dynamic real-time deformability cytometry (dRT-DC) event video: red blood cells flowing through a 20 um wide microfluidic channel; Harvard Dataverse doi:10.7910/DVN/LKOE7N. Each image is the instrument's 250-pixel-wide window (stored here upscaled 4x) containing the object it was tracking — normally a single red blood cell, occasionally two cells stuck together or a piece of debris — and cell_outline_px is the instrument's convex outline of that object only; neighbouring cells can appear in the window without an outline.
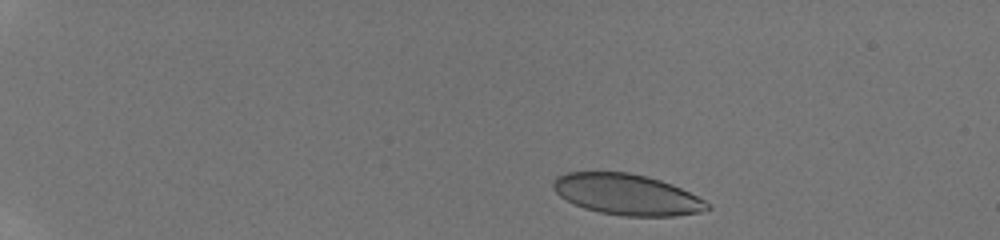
{"species": "human", "species_latin": "Homo sapiens", "temperature_condition": "room temperature", "stored_images_in_passage": 9, "camera_frame_rate_fps": 3000, "um_per_image_px": 0.085, "donor": {"sex": "male"}, "frame": {"image": 1, "passage_image": 2, "time_ms": 0.667, "image_size_px": [1000, 240], "cell_outline_px": [[712, 208], [700, 212], [676, 216], [624, 216], [600, 212], [584, 208], [560, 196], [552, 188], [552, 184], [556, 176], [568, 172], [628, 172], [648, 176], [672, 184], [712, 204]], "centroid_in_image_um": [53.3, 16.53], "position_along_channel_um": 31.7, "area_um2": 36.7}}
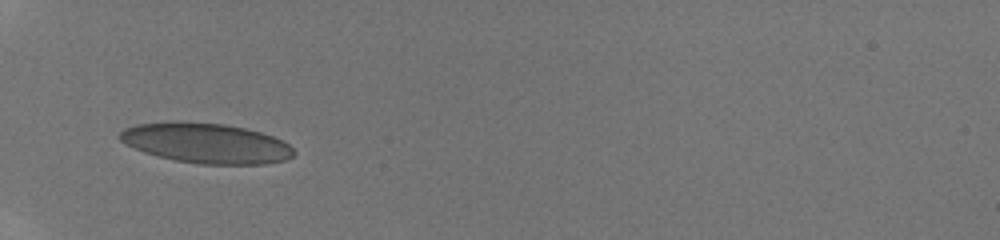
{"frame": {"image": 2, "passage_image": 7, "time_ms": 4.0, "image_size_px": [1000, 240], "cell_outline_px": [[296, 152], [292, 156], [284, 160], [264, 164], [200, 164], [176, 160], [144, 152], [120, 140], [116, 136], [124, 128], [136, 124], [180, 120], [224, 124], [244, 128], [260, 132], [272, 136], [288, 144]], "centroid_in_image_um": [17.5, 12.15], "position_along_channel_um": 67.5, "area_um2": 40.58}}
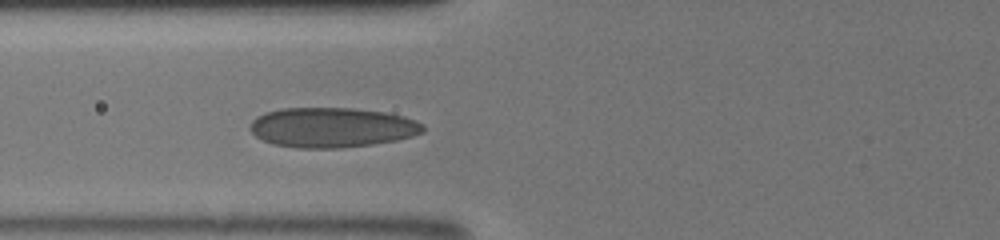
{"frame": {"image": 3, "passage_image": 9, "time_ms": 5.0, "image_size_px": [1000, 240], "cell_outline_px": [[424, 132], [412, 136], [396, 140], [372, 144], [336, 148], [296, 148], [272, 144], [256, 136], [248, 128], [252, 120], [256, 116], [264, 112], [280, 108], [352, 108], [384, 112], [404, 116], [416, 120], [424, 124]], "centroid_in_image_um": [28.2, 10.83], "position_along_channel_um": 97.6, "area_um2": 40.4}}